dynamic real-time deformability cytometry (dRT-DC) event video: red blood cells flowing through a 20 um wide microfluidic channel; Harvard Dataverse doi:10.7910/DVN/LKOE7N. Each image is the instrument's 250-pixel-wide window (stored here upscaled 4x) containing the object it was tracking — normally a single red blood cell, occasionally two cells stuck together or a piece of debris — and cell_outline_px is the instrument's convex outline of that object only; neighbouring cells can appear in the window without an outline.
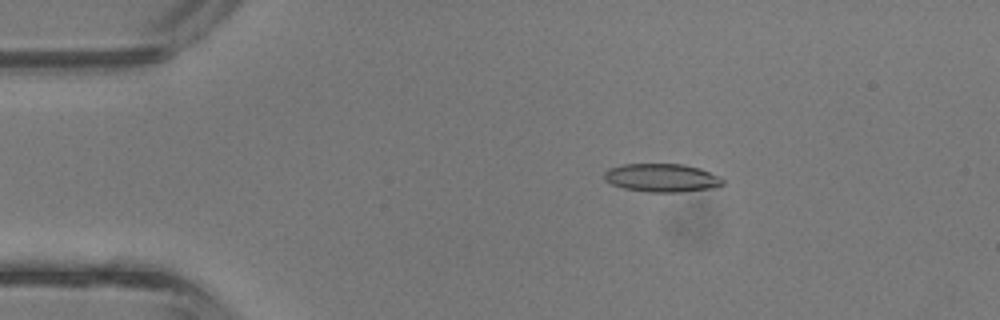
{"species": "common noctule bat (a hibernating species)", "species_latin": "Nyctalus noctula", "temperature_condition": "room temperature", "stored_images_in_passage": 43, "camera_frame_rate_fps": 3000, "um_per_image_px": 0.085, "animal": {"sex": "male", "body_mass_g": 13.3}, "frame": {"image": 1, "passage_image": 8, "time_ms": 2.333, "image_size_px": [1000, 320], "cell_outline_px": [[724, 184], [720, 188], [680, 192], [648, 192], [624, 188], [612, 184], [604, 180], [604, 172], [608, 168], [624, 164], [684, 164], [700, 168], [720, 176], [724, 180]], "centroid_in_image_um": [56.31, 15.12], "position_along_channel_um": 28.7, "area_um2": 19.88}}
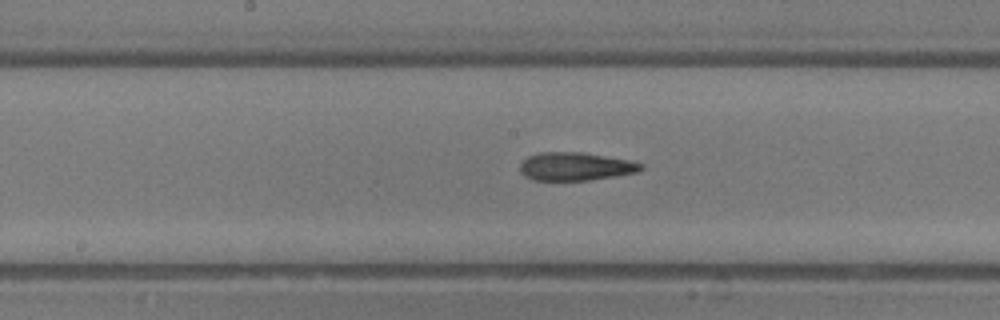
{"frame": {"image": 2, "passage_image": 22, "time_ms": 7.0, "image_size_px": [1000, 320], "cell_outline_px": [[644, 168], [636, 172], [616, 176], [588, 180], [532, 180], [524, 176], [520, 172], [520, 164], [528, 156], [540, 152], [580, 152], [632, 160], [644, 164]], "centroid_in_image_um": [48.92, 14.15], "position_along_channel_um": 199.3, "area_um2": 19.94}}
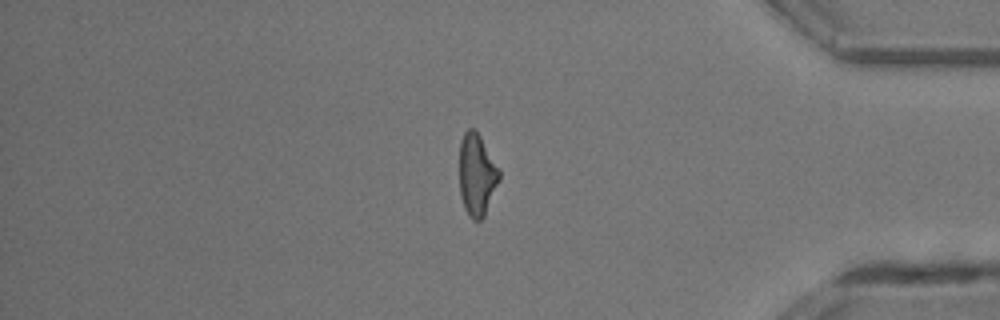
{"frame": {"image": 3, "passage_image": 36, "time_ms": 11.667, "image_size_px": [1000, 320], "cell_outline_px": [[500, 180], [484, 216], [480, 220], [472, 220], [468, 216], [464, 208], [460, 196], [460, 140], [464, 132], [468, 128], [472, 128], [480, 136], [500, 168]], "centroid_in_image_um": [40.54, 14.87], "position_along_channel_um": 394.7, "area_um2": 19.19}, "authors_computed_cell_mechanics": {"area_um2": 19.4786, "velocity_mm_per_s": 4.8508, "shape_relaxation_time_tau1_ms": 4.6865, "shape_relaxation_time_tau2_ms": 1.841, "deformation_change_tau1": 0.1936, "deformation_change_tau2": 0.1148}}